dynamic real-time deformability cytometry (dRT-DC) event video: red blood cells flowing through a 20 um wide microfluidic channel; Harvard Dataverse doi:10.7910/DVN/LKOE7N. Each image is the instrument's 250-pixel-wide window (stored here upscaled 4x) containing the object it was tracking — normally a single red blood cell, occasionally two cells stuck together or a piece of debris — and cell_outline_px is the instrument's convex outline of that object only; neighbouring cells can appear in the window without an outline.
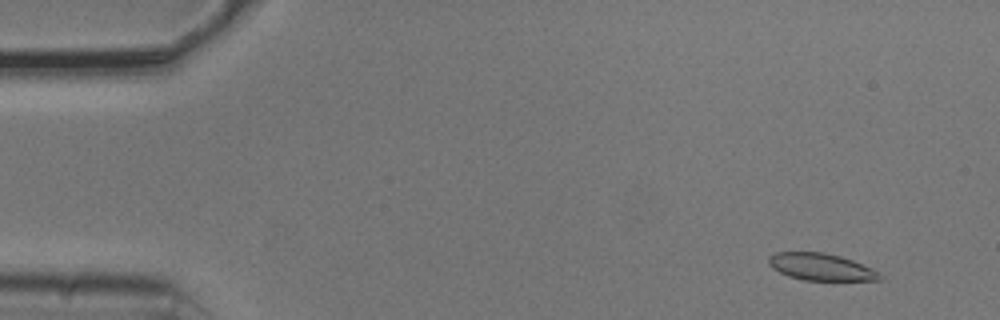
{"species": "common noctule bat (a hibernating species)", "species_latin": "Nyctalus noctula", "temperature_condition": "cold", "stored_images_in_passage": 54, "camera_frame_rate_fps": 3000, "um_per_image_px": 0.085, "animal": {"sex": "male", "body_mass_g": 20.5, "forearm_length_mm": 52.5}, "frame": {"image": 1, "passage_image": 5, "time_ms": 1.333, "image_size_px": [1000, 320], "cell_outline_px": [[884, 280], [804, 280], [788, 276], [772, 268], [768, 264], [768, 256], [776, 252], [824, 252], [840, 256], [852, 260], [872, 268], [880, 272], [884, 276]], "centroid_in_image_um": [69.8, 22.69], "position_along_channel_um": 15.2, "area_um2": 17.63}}
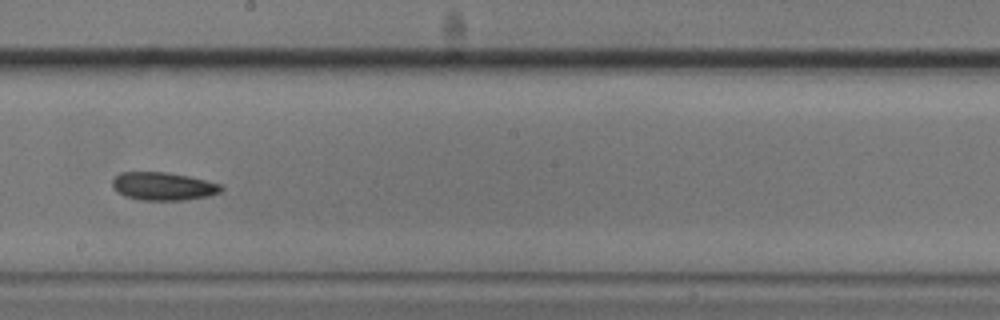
{"frame": {"image": 2, "passage_image": 31, "time_ms": 10.0, "image_size_px": [1000, 320], "cell_outline_px": [[224, 188], [220, 192], [208, 196], [184, 200], [140, 200], [124, 196], [116, 192], [112, 188], [112, 180], [120, 172], [168, 172], [188, 176], [220, 184]], "centroid_in_image_um": [13.83, 15.83], "position_along_channel_um": 234.4, "area_um2": 17.86}}
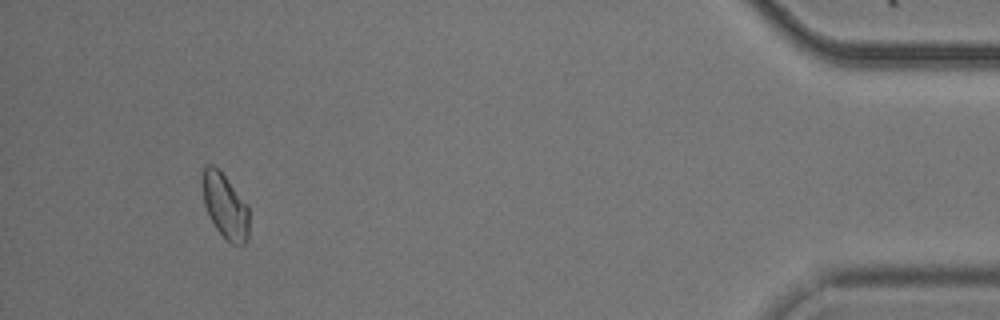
{"frame": {"image": 3, "passage_image": 51, "time_ms": 16.667, "image_size_px": [1000, 320], "cell_outline_px": [[248, 236], [244, 244], [232, 244], [216, 228], [208, 216], [204, 204], [200, 180], [200, 168], [204, 164], [212, 164], [228, 180], [248, 204]], "centroid_in_image_um": [19.07, 17.44], "position_along_channel_um": 416.1, "area_um2": 17.92}, "authors_computed_cell_mechanics": {"area_um2": 17.8024, "velocity_mm_per_s": 3.7496, "shape_relaxation_time_tau1_ms": 5.2694, "shape_relaxation_time_tau2_ms": null, "deformation_change_tau1": 0.0852, "deformation_change_tau2": null}}